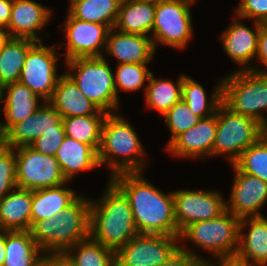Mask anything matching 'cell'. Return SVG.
<instances>
[{"instance_id": "cell-17", "label": "cell", "mask_w": 267, "mask_h": 266, "mask_svg": "<svg viewBox=\"0 0 267 266\" xmlns=\"http://www.w3.org/2000/svg\"><path fill=\"white\" fill-rule=\"evenodd\" d=\"M248 220L240 219L238 248L233 262L241 266L267 265V219L263 216L250 217L248 234L241 233ZM251 261H250V260ZM252 266V265H251Z\"/></svg>"}, {"instance_id": "cell-43", "label": "cell", "mask_w": 267, "mask_h": 266, "mask_svg": "<svg viewBox=\"0 0 267 266\" xmlns=\"http://www.w3.org/2000/svg\"><path fill=\"white\" fill-rule=\"evenodd\" d=\"M49 256L41 258L39 266H74L73 261L68 254L63 253H49Z\"/></svg>"}, {"instance_id": "cell-52", "label": "cell", "mask_w": 267, "mask_h": 266, "mask_svg": "<svg viewBox=\"0 0 267 266\" xmlns=\"http://www.w3.org/2000/svg\"><path fill=\"white\" fill-rule=\"evenodd\" d=\"M112 266H122V265L119 264V263L115 260V262L112 264Z\"/></svg>"}, {"instance_id": "cell-35", "label": "cell", "mask_w": 267, "mask_h": 266, "mask_svg": "<svg viewBox=\"0 0 267 266\" xmlns=\"http://www.w3.org/2000/svg\"><path fill=\"white\" fill-rule=\"evenodd\" d=\"M232 165L241 172L267 182V138L262 135Z\"/></svg>"}, {"instance_id": "cell-18", "label": "cell", "mask_w": 267, "mask_h": 266, "mask_svg": "<svg viewBox=\"0 0 267 266\" xmlns=\"http://www.w3.org/2000/svg\"><path fill=\"white\" fill-rule=\"evenodd\" d=\"M216 132L217 111L213 116L200 119L196 125L179 134L167 148L177 156H210L213 155Z\"/></svg>"}, {"instance_id": "cell-36", "label": "cell", "mask_w": 267, "mask_h": 266, "mask_svg": "<svg viewBox=\"0 0 267 266\" xmlns=\"http://www.w3.org/2000/svg\"><path fill=\"white\" fill-rule=\"evenodd\" d=\"M163 116H165L166 123L172 134L168 145L179 134L196 125L201 119L192 112L182 99L172 106Z\"/></svg>"}, {"instance_id": "cell-37", "label": "cell", "mask_w": 267, "mask_h": 266, "mask_svg": "<svg viewBox=\"0 0 267 266\" xmlns=\"http://www.w3.org/2000/svg\"><path fill=\"white\" fill-rule=\"evenodd\" d=\"M146 63L134 64L126 63L119 64L116 72V78L114 77V84L116 93H118L117 86H120V90L136 91L144 84V81L150 77L151 72L146 68Z\"/></svg>"}, {"instance_id": "cell-32", "label": "cell", "mask_w": 267, "mask_h": 266, "mask_svg": "<svg viewBox=\"0 0 267 266\" xmlns=\"http://www.w3.org/2000/svg\"><path fill=\"white\" fill-rule=\"evenodd\" d=\"M181 99L196 116L201 119L211 117L216 114L218 106L222 103V85L217 87L210 103L207 104L203 87L193 79L184 76ZM205 112L208 113V116Z\"/></svg>"}, {"instance_id": "cell-3", "label": "cell", "mask_w": 267, "mask_h": 266, "mask_svg": "<svg viewBox=\"0 0 267 266\" xmlns=\"http://www.w3.org/2000/svg\"><path fill=\"white\" fill-rule=\"evenodd\" d=\"M90 220L91 204L79 196L62 212L35 222L30 232L42 251L63 253L90 237Z\"/></svg>"}, {"instance_id": "cell-39", "label": "cell", "mask_w": 267, "mask_h": 266, "mask_svg": "<svg viewBox=\"0 0 267 266\" xmlns=\"http://www.w3.org/2000/svg\"><path fill=\"white\" fill-rule=\"evenodd\" d=\"M65 136L64 125H55V129L45 131L30 146L42 154L55 156Z\"/></svg>"}, {"instance_id": "cell-13", "label": "cell", "mask_w": 267, "mask_h": 266, "mask_svg": "<svg viewBox=\"0 0 267 266\" xmlns=\"http://www.w3.org/2000/svg\"><path fill=\"white\" fill-rule=\"evenodd\" d=\"M220 194L214 191L173 192L174 217L180 232L192 223L211 220L226 211Z\"/></svg>"}, {"instance_id": "cell-11", "label": "cell", "mask_w": 267, "mask_h": 266, "mask_svg": "<svg viewBox=\"0 0 267 266\" xmlns=\"http://www.w3.org/2000/svg\"><path fill=\"white\" fill-rule=\"evenodd\" d=\"M179 236L161 234H137L116 254V261L122 266H160L172 257L180 246Z\"/></svg>"}, {"instance_id": "cell-6", "label": "cell", "mask_w": 267, "mask_h": 266, "mask_svg": "<svg viewBox=\"0 0 267 266\" xmlns=\"http://www.w3.org/2000/svg\"><path fill=\"white\" fill-rule=\"evenodd\" d=\"M66 62L70 69L76 71L67 75L85 97L108 114L110 109L118 108L114 75L104 57L75 58Z\"/></svg>"}, {"instance_id": "cell-20", "label": "cell", "mask_w": 267, "mask_h": 266, "mask_svg": "<svg viewBox=\"0 0 267 266\" xmlns=\"http://www.w3.org/2000/svg\"><path fill=\"white\" fill-rule=\"evenodd\" d=\"M51 11L32 0H13L10 20L7 26L12 32L9 37L41 42L35 31L49 20Z\"/></svg>"}, {"instance_id": "cell-48", "label": "cell", "mask_w": 267, "mask_h": 266, "mask_svg": "<svg viewBox=\"0 0 267 266\" xmlns=\"http://www.w3.org/2000/svg\"><path fill=\"white\" fill-rule=\"evenodd\" d=\"M3 91H5V84L1 81V79H0V103L3 101L4 102V100H3V98H2V96H3Z\"/></svg>"}, {"instance_id": "cell-25", "label": "cell", "mask_w": 267, "mask_h": 266, "mask_svg": "<svg viewBox=\"0 0 267 266\" xmlns=\"http://www.w3.org/2000/svg\"><path fill=\"white\" fill-rule=\"evenodd\" d=\"M55 158L59 162L61 171L67 181L78 171L99 166L98 152L92 146L78 142L68 136H65L55 154Z\"/></svg>"}, {"instance_id": "cell-23", "label": "cell", "mask_w": 267, "mask_h": 266, "mask_svg": "<svg viewBox=\"0 0 267 266\" xmlns=\"http://www.w3.org/2000/svg\"><path fill=\"white\" fill-rule=\"evenodd\" d=\"M155 7L156 0H122L114 29L147 36L153 28Z\"/></svg>"}, {"instance_id": "cell-2", "label": "cell", "mask_w": 267, "mask_h": 266, "mask_svg": "<svg viewBox=\"0 0 267 266\" xmlns=\"http://www.w3.org/2000/svg\"><path fill=\"white\" fill-rule=\"evenodd\" d=\"M103 201L91 204L90 237L115 253L138 233L128 198L109 182Z\"/></svg>"}, {"instance_id": "cell-8", "label": "cell", "mask_w": 267, "mask_h": 266, "mask_svg": "<svg viewBox=\"0 0 267 266\" xmlns=\"http://www.w3.org/2000/svg\"><path fill=\"white\" fill-rule=\"evenodd\" d=\"M263 132L264 127L255 119L237 114L221 103L217 108V132L213 155L229 153V160L233 164L244 150L263 135Z\"/></svg>"}, {"instance_id": "cell-9", "label": "cell", "mask_w": 267, "mask_h": 266, "mask_svg": "<svg viewBox=\"0 0 267 266\" xmlns=\"http://www.w3.org/2000/svg\"><path fill=\"white\" fill-rule=\"evenodd\" d=\"M17 149L16 184L31 191L57 187L67 182L55 156L42 154L31 146Z\"/></svg>"}, {"instance_id": "cell-44", "label": "cell", "mask_w": 267, "mask_h": 266, "mask_svg": "<svg viewBox=\"0 0 267 266\" xmlns=\"http://www.w3.org/2000/svg\"><path fill=\"white\" fill-rule=\"evenodd\" d=\"M13 6V0H0V27L8 26L11 10Z\"/></svg>"}, {"instance_id": "cell-21", "label": "cell", "mask_w": 267, "mask_h": 266, "mask_svg": "<svg viewBox=\"0 0 267 266\" xmlns=\"http://www.w3.org/2000/svg\"><path fill=\"white\" fill-rule=\"evenodd\" d=\"M113 30L111 28L108 33L105 51L115 56L119 64L148 63L153 58L155 47L152 38L119 31L113 34Z\"/></svg>"}, {"instance_id": "cell-14", "label": "cell", "mask_w": 267, "mask_h": 266, "mask_svg": "<svg viewBox=\"0 0 267 266\" xmlns=\"http://www.w3.org/2000/svg\"><path fill=\"white\" fill-rule=\"evenodd\" d=\"M67 36L66 60L75 58L103 57L100 47L106 48L110 28L107 25L82 21L70 14L66 19ZM105 44V45H104Z\"/></svg>"}, {"instance_id": "cell-42", "label": "cell", "mask_w": 267, "mask_h": 266, "mask_svg": "<svg viewBox=\"0 0 267 266\" xmlns=\"http://www.w3.org/2000/svg\"><path fill=\"white\" fill-rule=\"evenodd\" d=\"M256 56L258 59L267 67V29H265L262 25L260 27V32L258 36V45H257V53ZM247 70H252L257 73L267 74V71H260L257 68H247Z\"/></svg>"}, {"instance_id": "cell-49", "label": "cell", "mask_w": 267, "mask_h": 266, "mask_svg": "<svg viewBox=\"0 0 267 266\" xmlns=\"http://www.w3.org/2000/svg\"><path fill=\"white\" fill-rule=\"evenodd\" d=\"M261 25H262L265 29H267V18H266L264 21L261 22Z\"/></svg>"}, {"instance_id": "cell-24", "label": "cell", "mask_w": 267, "mask_h": 266, "mask_svg": "<svg viewBox=\"0 0 267 266\" xmlns=\"http://www.w3.org/2000/svg\"><path fill=\"white\" fill-rule=\"evenodd\" d=\"M7 97L4 105V113L7 119L5 124L0 123V130L4 135L14 124L32 116L40 107L38 96L21 82L5 85Z\"/></svg>"}, {"instance_id": "cell-27", "label": "cell", "mask_w": 267, "mask_h": 266, "mask_svg": "<svg viewBox=\"0 0 267 266\" xmlns=\"http://www.w3.org/2000/svg\"><path fill=\"white\" fill-rule=\"evenodd\" d=\"M64 185L32 191L31 227L39 220L62 212L79 197L72 190L63 188Z\"/></svg>"}, {"instance_id": "cell-12", "label": "cell", "mask_w": 267, "mask_h": 266, "mask_svg": "<svg viewBox=\"0 0 267 266\" xmlns=\"http://www.w3.org/2000/svg\"><path fill=\"white\" fill-rule=\"evenodd\" d=\"M35 43L28 51L19 82L23 83L45 102L52 98L59 77L56 76L54 48Z\"/></svg>"}, {"instance_id": "cell-34", "label": "cell", "mask_w": 267, "mask_h": 266, "mask_svg": "<svg viewBox=\"0 0 267 266\" xmlns=\"http://www.w3.org/2000/svg\"><path fill=\"white\" fill-rule=\"evenodd\" d=\"M74 248L79 249L78 252H75V256L69 253ZM65 253L69 254L74 266H112L116 260V254L113 250L104 247L91 237L76 243Z\"/></svg>"}, {"instance_id": "cell-50", "label": "cell", "mask_w": 267, "mask_h": 266, "mask_svg": "<svg viewBox=\"0 0 267 266\" xmlns=\"http://www.w3.org/2000/svg\"><path fill=\"white\" fill-rule=\"evenodd\" d=\"M2 145H3V135H2L1 130H0V146H2Z\"/></svg>"}, {"instance_id": "cell-5", "label": "cell", "mask_w": 267, "mask_h": 266, "mask_svg": "<svg viewBox=\"0 0 267 266\" xmlns=\"http://www.w3.org/2000/svg\"><path fill=\"white\" fill-rule=\"evenodd\" d=\"M244 69L221 81L222 103L237 114L255 119L265 128L267 119L260 111L267 110V74Z\"/></svg>"}, {"instance_id": "cell-26", "label": "cell", "mask_w": 267, "mask_h": 266, "mask_svg": "<svg viewBox=\"0 0 267 266\" xmlns=\"http://www.w3.org/2000/svg\"><path fill=\"white\" fill-rule=\"evenodd\" d=\"M255 24L253 32L244 24L234 22L222 35L224 50L238 64H247L256 56L261 23L255 21Z\"/></svg>"}, {"instance_id": "cell-45", "label": "cell", "mask_w": 267, "mask_h": 266, "mask_svg": "<svg viewBox=\"0 0 267 266\" xmlns=\"http://www.w3.org/2000/svg\"><path fill=\"white\" fill-rule=\"evenodd\" d=\"M0 231V266L4 265L6 257V246H5V231Z\"/></svg>"}, {"instance_id": "cell-30", "label": "cell", "mask_w": 267, "mask_h": 266, "mask_svg": "<svg viewBox=\"0 0 267 266\" xmlns=\"http://www.w3.org/2000/svg\"><path fill=\"white\" fill-rule=\"evenodd\" d=\"M122 0H72L69 14L76 19L115 27Z\"/></svg>"}, {"instance_id": "cell-10", "label": "cell", "mask_w": 267, "mask_h": 266, "mask_svg": "<svg viewBox=\"0 0 267 266\" xmlns=\"http://www.w3.org/2000/svg\"><path fill=\"white\" fill-rule=\"evenodd\" d=\"M192 2L156 0L153 23V44L156 41L175 48L186 46L192 35L189 6Z\"/></svg>"}, {"instance_id": "cell-29", "label": "cell", "mask_w": 267, "mask_h": 266, "mask_svg": "<svg viewBox=\"0 0 267 266\" xmlns=\"http://www.w3.org/2000/svg\"><path fill=\"white\" fill-rule=\"evenodd\" d=\"M36 41L9 37L0 47V79L7 85L18 82L29 49Z\"/></svg>"}, {"instance_id": "cell-1", "label": "cell", "mask_w": 267, "mask_h": 266, "mask_svg": "<svg viewBox=\"0 0 267 266\" xmlns=\"http://www.w3.org/2000/svg\"><path fill=\"white\" fill-rule=\"evenodd\" d=\"M140 174L120 173L110 179L128 198L138 233L179 236L173 193L163 194Z\"/></svg>"}, {"instance_id": "cell-33", "label": "cell", "mask_w": 267, "mask_h": 266, "mask_svg": "<svg viewBox=\"0 0 267 266\" xmlns=\"http://www.w3.org/2000/svg\"><path fill=\"white\" fill-rule=\"evenodd\" d=\"M183 78L184 76H181L178 84L175 86L169 80L155 79L151 73L148 78L149 85L146 87V103L148 106L164 115L181 100Z\"/></svg>"}, {"instance_id": "cell-31", "label": "cell", "mask_w": 267, "mask_h": 266, "mask_svg": "<svg viewBox=\"0 0 267 266\" xmlns=\"http://www.w3.org/2000/svg\"><path fill=\"white\" fill-rule=\"evenodd\" d=\"M107 115L62 118L66 136L92 146L97 152L101 144L102 126Z\"/></svg>"}, {"instance_id": "cell-4", "label": "cell", "mask_w": 267, "mask_h": 266, "mask_svg": "<svg viewBox=\"0 0 267 266\" xmlns=\"http://www.w3.org/2000/svg\"><path fill=\"white\" fill-rule=\"evenodd\" d=\"M124 156L117 162L111 155ZM144 154L140 140L133 128L124 118L109 113L102 126L101 144L98 150L99 165L109 161L113 174L134 173L142 171L143 162L135 158ZM128 157V158H127Z\"/></svg>"}, {"instance_id": "cell-7", "label": "cell", "mask_w": 267, "mask_h": 266, "mask_svg": "<svg viewBox=\"0 0 267 266\" xmlns=\"http://www.w3.org/2000/svg\"><path fill=\"white\" fill-rule=\"evenodd\" d=\"M239 223L240 218L226 210L217 218L190 224L179 237L191 239L197 246L212 251L221 262L233 261L238 248Z\"/></svg>"}, {"instance_id": "cell-16", "label": "cell", "mask_w": 267, "mask_h": 266, "mask_svg": "<svg viewBox=\"0 0 267 266\" xmlns=\"http://www.w3.org/2000/svg\"><path fill=\"white\" fill-rule=\"evenodd\" d=\"M46 103L32 116L14 124L3 135V144L12 148L30 146L45 131L63 125L62 116L48 101Z\"/></svg>"}, {"instance_id": "cell-41", "label": "cell", "mask_w": 267, "mask_h": 266, "mask_svg": "<svg viewBox=\"0 0 267 266\" xmlns=\"http://www.w3.org/2000/svg\"><path fill=\"white\" fill-rule=\"evenodd\" d=\"M207 262L180 246V249L160 266H204Z\"/></svg>"}, {"instance_id": "cell-22", "label": "cell", "mask_w": 267, "mask_h": 266, "mask_svg": "<svg viewBox=\"0 0 267 266\" xmlns=\"http://www.w3.org/2000/svg\"><path fill=\"white\" fill-rule=\"evenodd\" d=\"M0 199V231L31 229L32 191L16 188Z\"/></svg>"}, {"instance_id": "cell-28", "label": "cell", "mask_w": 267, "mask_h": 266, "mask_svg": "<svg viewBox=\"0 0 267 266\" xmlns=\"http://www.w3.org/2000/svg\"><path fill=\"white\" fill-rule=\"evenodd\" d=\"M6 257L3 266H39L42 251L28 231H5Z\"/></svg>"}, {"instance_id": "cell-40", "label": "cell", "mask_w": 267, "mask_h": 266, "mask_svg": "<svg viewBox=\"0 0 267 266\" xmlns=\"http://www.w3.org/2000/svg\"><path fill=\"white\" fill-rule=\"evenodd\" d=\"M239 5V18H254L259 23L267 18V0H242Z\"/></svg>"}, {"instance_id": "cell-19", "label": "cell", "mask_w": 267, "mask_h": 266, "mask_svg": "<svg viewBox=\"0 0 267 266\" xmlns=\"http://www.w3.org/2000/svg\"><path fill=\"white\" fill-rule=\"evenodd\" d=\"M62 116L108 115L85 97L66 73L59 77L52 98L48 101Z\"/></svg>"}, {"instance_id": "cell-51", "label": "cell", "mask_w": 267, "mask_h": 266, "mask_svg": "<svg viewBox=\"0 0 267 266\" xmlns=\"http://www.w3.org/2000/svg\"><path fill=\"white\" fill-rule=\"evenodd\" d=\"M263 135L267 138V127L264 128Z\"/></svg>"}, {"instance_id": "cell-53", "label": "cell", "mask_w": 267, "mask_h": 266, "mask_svg": "<svg viewBox=\"0 0 267 266\" xmlns=\"http://www.w3.org/2000/svg\"><path fill=\"white\" fill-rule=\"evenodd\" d=\"M174 1L194 2L195 0H174Z\"/></svg>"}, {"instance_id": "cell-15", "label": "cell", "mask_w": 267, "mask_h": 266, "mask_svg": "<svg viewBox=\"0 0 267 266\" xmlns=\"http://www.w3.org/2000/svg\"><path fill=\"white\" fill-rule=\"evenodd\" d=\"M233 167L236 175L230 205H226V210L240 219L247 216H263L258 210L267 200V182Z\"/></svg>"}, {"instance_id": "cell-46", "label": "cell", "mask_w": 267, "mask_h": 266, "mask_svg": "<svg viewBox=\"0 0 267 266\" xmlns=\"http://www.w3.org/2000/svg\"><path fill=\"white\" fill-rule=\"evenodd\" d=\"M204 266H217V265L215 264L213 265L210 262H207L204 264ZM218 266H241V265L235 264L233 261H224V262H220Z\"/></svg>"}, {"instance_id": "cell-38", "label": "cell", "mask_w": 267, "mask_h": 266, "mask_svg": "<svg viewBox=\"0 0 267 266\" xmlns=\"http://www.w3.org/2000/svg\"><path fill=\"white\" fill-rule=\"evenodd\" d=\"M12 147L0 146V199L17 188L16 155Z\"/></svg>"}, {"instance_id": "cell-47", "label": "cell", "mask_w": 267, "mask_h": 266, "mask_svg": "<svg viewBox=\"0 0 267 266\" xmlns=\"http://www.w3.org/2000/svg\"><path fill=\"white\" fill-rule=\"evenodd\" d=\"M8 30L5 31L4 27H0V42H5L9 36H8Z\"/></svg>"}]
</instances>
